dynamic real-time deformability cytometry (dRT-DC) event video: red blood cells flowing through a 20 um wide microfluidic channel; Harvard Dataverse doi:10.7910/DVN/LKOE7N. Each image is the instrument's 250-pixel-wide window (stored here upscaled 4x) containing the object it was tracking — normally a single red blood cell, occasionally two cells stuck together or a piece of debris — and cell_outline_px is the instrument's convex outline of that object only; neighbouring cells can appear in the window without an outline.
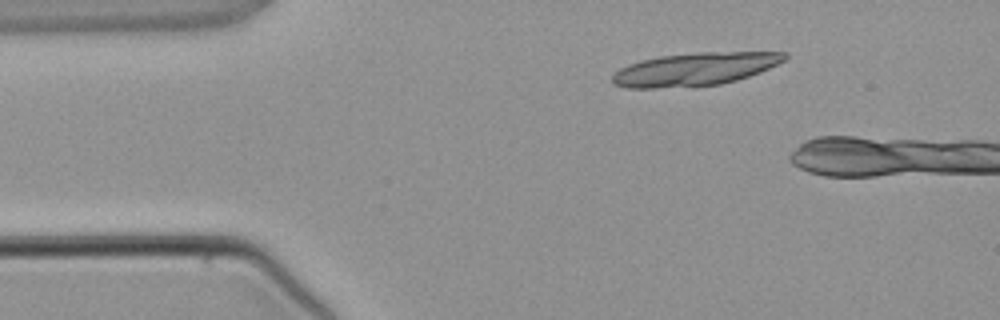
{"species": "common noctule bat (a hibernating species)", "species_latin": "Nyctalus noctula", "temperature_condition": "warm", "stored_images_in_passage": 2, "camera_frame_rate_fps": 3000, "um_per_image_px": 0.085, "animal": {"sex": "male", "body_mass_g": 21.5, "forearm_length_mm": 52.0}, "frame": {"image": 1, "passage_image": 1, "time_ms": 0.0, "image_size_px": [1000, 320], "cell_outline_px": [[788, 56], [784, 60], [760, 72], [736, 80], [720, 84], [656, 88], [624, 88], [612, 84], [612, 76], [620, 68], [628, 64], [640, 60], [660, 56], [700, 52], [788, 52]], "centroid_in_image_um": [59.03, 5.87], "position_along_channel_um": 26.0, "area_um2": 32.95}}